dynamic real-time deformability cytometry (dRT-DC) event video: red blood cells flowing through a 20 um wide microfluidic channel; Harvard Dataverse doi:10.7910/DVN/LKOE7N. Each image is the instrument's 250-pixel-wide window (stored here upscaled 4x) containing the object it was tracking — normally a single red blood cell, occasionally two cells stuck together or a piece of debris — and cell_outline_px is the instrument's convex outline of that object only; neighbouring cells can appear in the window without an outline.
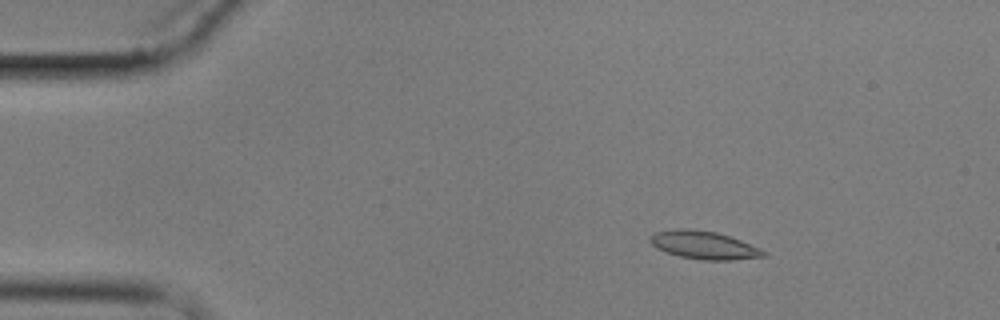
{"species": "common noctule bat (a hibernating species)", "species_latin": "Nyctalus noctula", "temperature_condition": "cold", "stored_images_in_passage": 5, "camera_frame_rate_fps": 3000, "um_per_image_px": 0.085, "animal": {"sex": "male", "body_mass_g": 17.9}, "frame": {"image": 1, "passage_image": 2, "time_ms": 1.0, "image_size_px": [1000, 320], "cell_outline_px": [[768, 256], [732, 260], [704, 260], [680, 256], [656, 248], [648, 240], [648, 236], [652, 232], [676, 228], [688, 228], [716, 232], [740, 240], [760, 248], [768, 252]], "centroid_in_image_um": [59.81, 20.82], "position_along_channel_um": 25.2, "area_um2": 18.67}}